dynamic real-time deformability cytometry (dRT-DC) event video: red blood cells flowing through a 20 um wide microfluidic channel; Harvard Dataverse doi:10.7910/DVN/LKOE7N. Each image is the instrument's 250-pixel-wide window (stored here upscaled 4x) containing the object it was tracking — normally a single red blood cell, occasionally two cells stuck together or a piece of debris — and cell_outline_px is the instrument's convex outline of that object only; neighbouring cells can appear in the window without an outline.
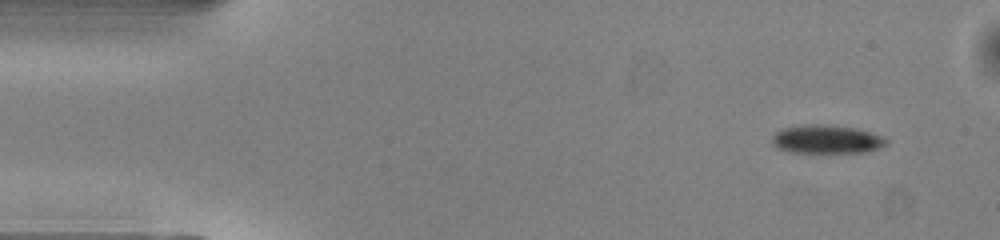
{"species": "common noctule bat (a hibernating species)", "species_latin": "Nyctalus noctula", "temperature_condition": "warm", "stored_images_in_passage": 47, "camera_frame_rate_fps": 3000, "um_per_image_px": 0.085, "animal": {"sex": "male", "body_mass_g": 13.0, "forearm_length_mm": 53.1}, "frame": {"image": 1, "passage_image": 1, "time_ms": 0.0, "image_size_px": [1000, 240], "cell_outline_px": [[888, 144], [880, 148], [868, 152], [788, 152], [776, 148], [772, 144], [772, 136], [780, 128], [800, 124], [820, 124], [856, 128], [880, 136], [888, 140]], "centroid_in_image_um": [70.21, 11.84], "position_along_channel_um": 14.8, "area_um2": 19.13}}
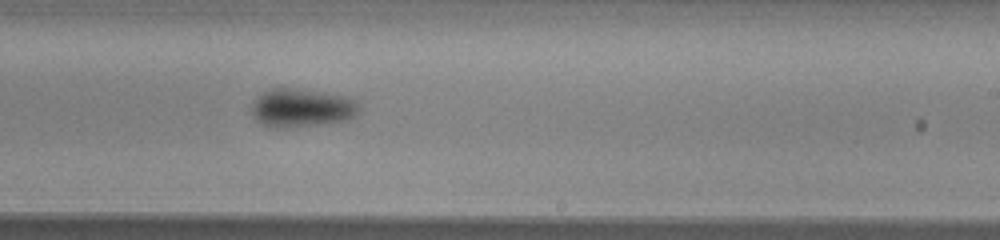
{"frame": {"image": 2, "passage_image": 27, "time_ms": 8.667, "image_size_px": [1000, 240], "cell_outline_px": [[360, 108], [352, 116], [340, 120], [320, 124], [284, 128], [272, 128], [256, 120], [252, 116], [252, 104], [264, 92], [272, 88], [292, 88], [352, 96]], "centroid_in_image_um": [25.63, 9.16], "position_along_channel_um": 263.4, "area_um2": 23.76}}
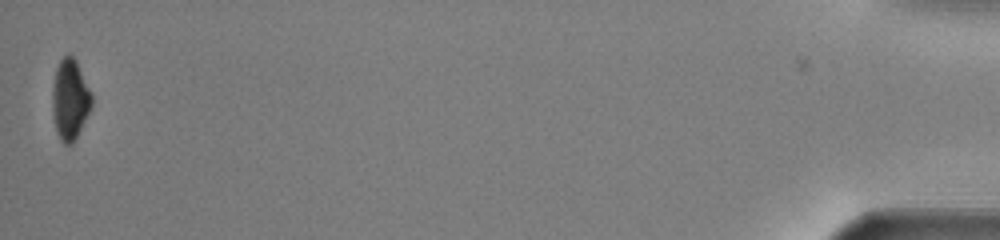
{"frame": {"image": 3, "passage_image": 47, "time_ms": 15.333, "image_size_px": [1000, 240], "cell_outline_px": [[92, 104], [72, 144], [64, 144], [60, 140], [56, 132], [52, 116], [52, 88], [56, 68], [60, 60], [68, 52], [76, 60], [92, 92]], "centroid_in_image_um": [5.93, 8.42], "position_along_channel_um": 429.3, "area_um2": 18.5}, "authors_computed_cell_mechanics": {"area_um2": 21.5016, "velocity_mm_per_s": 4.0475, "shape_relaxation_time_tau1_ms": 2.0132, "shape_relaxation_time_tau2_ms": null, "deformation_change_tau1": 0.1057, "deformation_change_tau2": null}}